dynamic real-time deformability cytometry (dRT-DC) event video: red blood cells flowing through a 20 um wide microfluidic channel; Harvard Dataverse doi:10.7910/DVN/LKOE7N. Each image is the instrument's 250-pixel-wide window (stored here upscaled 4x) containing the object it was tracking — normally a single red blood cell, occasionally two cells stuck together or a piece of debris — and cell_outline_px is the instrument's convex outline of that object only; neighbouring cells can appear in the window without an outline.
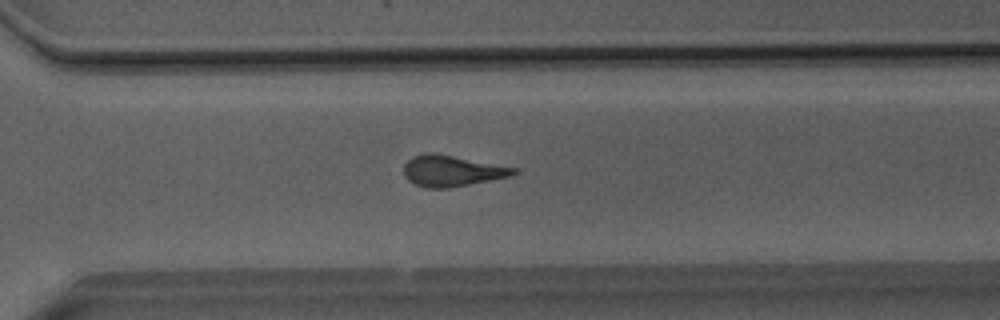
{"species": "Egyptian fruit bat (a non-hibernating species)", "species_latin": "Rousettus aegyptiacus", "temperature_condition": "room temperature", "stored_images_in_passage": 34, "camera_frame_rate_fps": 3000, "um_per_image_px": 0.085, "animal": {"sex": "male"}, "frame": {"image": 1, "passage_image": 20, "time_ms": 6.333, "image_size_px": [1000, 320], "cell_outline_px": [[516, 172], [508, 176], [448, 188], [424, 188], [408, 180], [404, 176], [404, 164], [412, 156], [424, 152], [432, 152], [516, 168]], "centroid_in_image_um": [38.31, 14.51], "position_along_channel_um": 332.3, "area_um2": 19.48}}
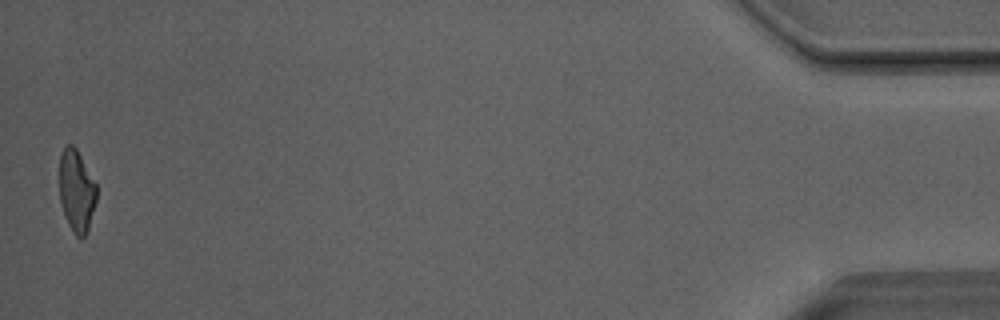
{"frame": {"image": 2, "passage_image": 34, "time_ms": 11.0, "image_size_px": [1000, 320], "cell_outline_px": [[96, 200], [88, 232], [84, 236], [76, 236], [68, 224], [64, 216], [60, 200], [60, 152], [64, 144], [72, 144], [76, 148], [96, 184]], "centroid_in_image_um": [6.49, 16.21], "position_along_channel_um": 428.7, "area_um2": 17.74}, "authors_computed_cell_mechanics": {"area_um2": 19.4208, "velocity_mm_per_s": 4.0638, "shape_relaxation_time_tau1_ms": 10.4273, "shape_relaxation_time_tau2_ms": 1.804, "deformation_change_tau1": 0.2776, "deformation_change_tau2": 0.1206}}